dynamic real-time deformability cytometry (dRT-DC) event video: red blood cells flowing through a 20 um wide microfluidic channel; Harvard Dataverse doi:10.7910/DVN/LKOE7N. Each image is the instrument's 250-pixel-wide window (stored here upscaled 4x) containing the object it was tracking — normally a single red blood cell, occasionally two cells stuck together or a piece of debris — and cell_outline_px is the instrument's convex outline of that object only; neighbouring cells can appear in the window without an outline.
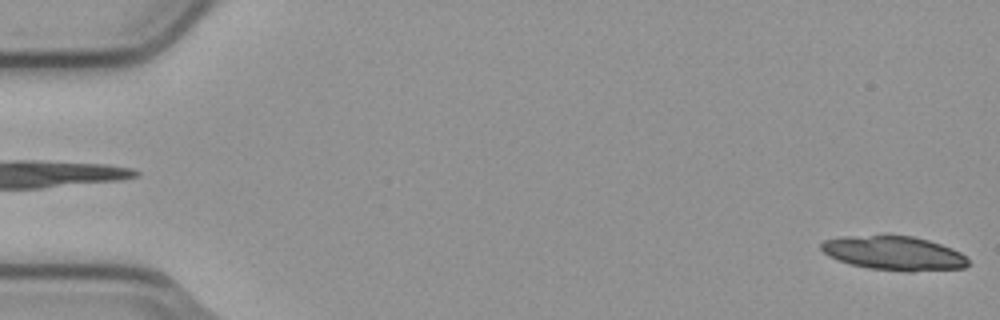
{"species": "common noctule bat (a hibernating species)", "species_latin": "Nyctalus noctula", "temperature_condition": "cold", "stored_images_in_passage": 6, "camera_frame_rate_fps": 3000, "um_per_image_px": 0.085, "animal": {"sex": "male", "body_mass_g": 23.1, "forearm_length_mm": 52.7}, "frame": {"image": 1, "passage_image": 6, "time_ms": 1.667, "image_size_px": [1000, 320], "cell_outline_px": [[972, 264], [964, 268], [912, 272], [908, 272], [868, 268], [848, 264], [828, 256], [820, 248], [820, 244], [824, 240], [844, 236], [884, 232], [912, 236], [928, 240], [952, 248], [960, 252]], "centroid_in_image_um": [75.96, 21.49], "position_along_channel_um": 9.0, "area_um2": 30.29}}